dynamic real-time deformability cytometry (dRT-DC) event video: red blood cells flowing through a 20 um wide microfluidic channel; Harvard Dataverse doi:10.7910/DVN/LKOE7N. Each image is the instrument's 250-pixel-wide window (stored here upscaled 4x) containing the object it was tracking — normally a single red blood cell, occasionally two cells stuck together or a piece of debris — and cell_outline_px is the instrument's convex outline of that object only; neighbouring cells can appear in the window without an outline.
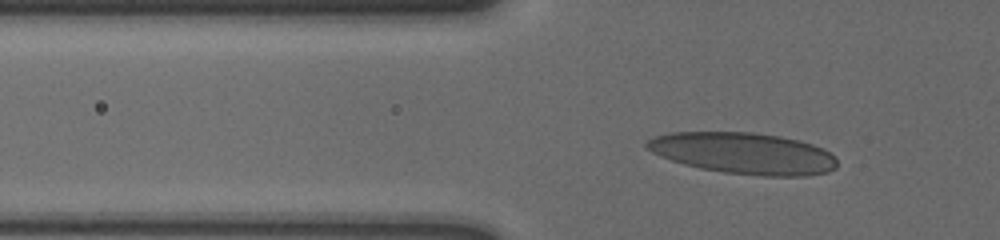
{"species": "human", "species_latin": "Homo sapiens", "temperature_condition": "cold", "stored_images_in_passage": 45, "camera_frame_rate_fps": 3000, "um_per_image_px": 0.085, "donor": {"sex": "male"}, "frame": {"image": 1, "passage_image": 12, "time_ms": 3.667, "image_size_px": [1000, 240], "cell_outline_px": [[836, 168], [828, 172], [804, 176], [760, 176], [724, 172], [700, 168], [684, 164], [660, 156], [652, 152], [644, 144], [648, 140], [656, 136], [672, 132], [752, 132], [780, 136], [800, 140], [824, 148], [836, 156]], "centroid_in_image_um": [63.24, 13.03], "position_along_channel_um": 62.6, "area_um2": 46.01}}
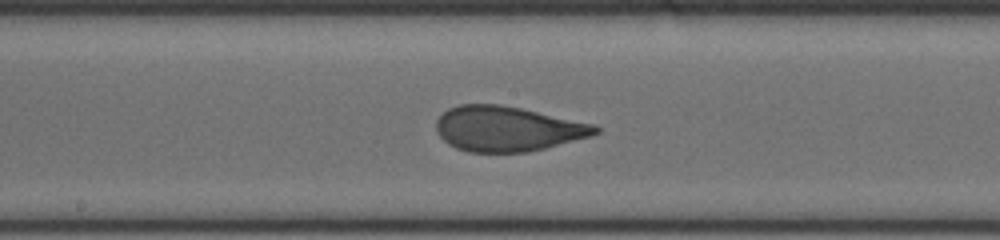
{"frame": {"image": 2, "passage_image": 25, "time_ms": 8.0, "image_size_px": [1000, 240], "cell_outline_px": [[600, 132], [588, 136], [544, 148], [528, 152], [468, 152], [456, 148], [448, 144], [436, 132], [436, 120], [448, 108], [460, 104], [500, 104], [520, 108], [596, 124], [600, 128]], "centroid_in_image_um": [43.1, 10.94], "position_along_channel_um": 205.1, "area_um2": 41.62}}
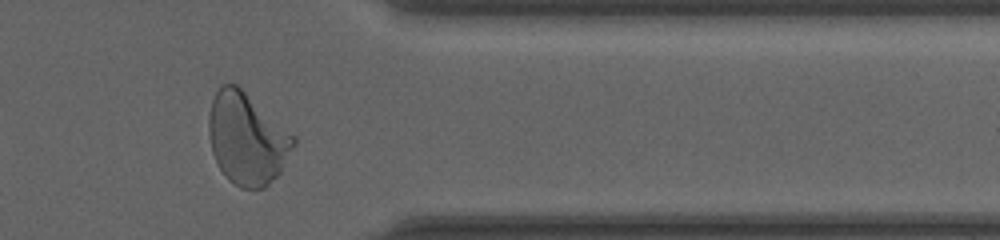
{"frame": {"image": 3, "passage_image": 41, "time_ms": 13.333, "image_size_px": [1000, 240], "cell_outline_px": [[296, 144], [280, 172], [264, 188], [240, 188], [228, 180], [220, 168], [212, 152], [208, 132], [208, 116], [212, 100], [220, 84], [236, 84], [296, 136]], "centroid_in_image_um": [20.99, 11.79], "position_along_channel_um": 390.4, "area_um2": 45.2}, "authors_computed_cell_mechanics": {"area_um2": 42.0206, "velocity_mm_per_s": 3.5776, "shape_relaxation_time_tau1_ms": 3.7786, "shape_relaxation_time_tau2_ms": null, "deformation_change_tau1": 0.1804, "deformation_change_tau2": null}}